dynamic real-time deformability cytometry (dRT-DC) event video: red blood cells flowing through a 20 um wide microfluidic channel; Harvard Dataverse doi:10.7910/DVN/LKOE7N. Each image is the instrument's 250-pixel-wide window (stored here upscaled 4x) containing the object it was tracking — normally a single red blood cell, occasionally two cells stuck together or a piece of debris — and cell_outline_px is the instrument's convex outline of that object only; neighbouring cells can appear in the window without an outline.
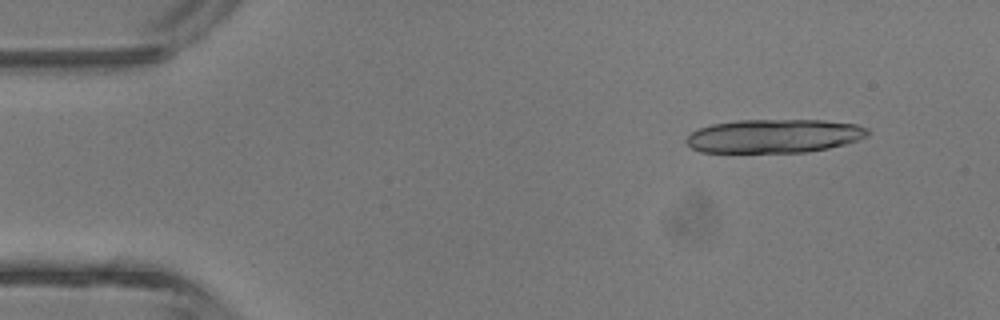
{"species": "common noctule bat (a hibernating species)", "species_latin": "Nyctalus noctula", "temperature_condition": "room temperature", "stored_images_in_passage": 43, "segment_of_instrument_passage": [1, 2], "camera_frame_rate_fps": 3000, "um_per_image_px": 0.085, "animal": {"sex": "male", "body_mass_g": 13.3}, "frame": {"image": 1, "passage_image": 4, "time_ms": 1.0, "image_size_px": [1000, 320], "cell_outline_px": [[868, 136], [844, 144], [828, 148], [808, 152], [700, 152], [692, 148], [684, 140], [692, 132], [700, 128], [712, 124], [736, 120], [824, 120], [856, 124], [868, 128]], "centroid_in_image_um": [65.8, 11.56], "position_along_channel_um": 19.2, "area_um2": 35.55}}